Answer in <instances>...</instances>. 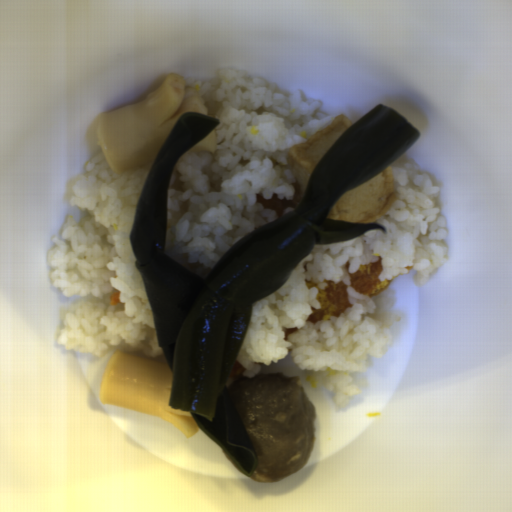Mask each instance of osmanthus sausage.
Listing matches in <instances>:
<instances>
[{
	"mask_svg": "<svg viewBox=\"0 0 512 512\" xmlns=\"http://www.w3.org/2000/svg\"><path fill=\"white\" fill-rule=\"evenodd\" d=\"M186 111L208 114V107L182 77L169 74L160 87L136 103L99 115L96 134L115 174L155 159Z\"/></svg>",
	"mask_w": 512,
	"mask_h": 512,
	"instance_id": "1",
	"label": "osmanthus sausage"
},
{
	"mask_svg": "<svg viewBox=\"0 0 512 512\" xmlns=\"http://www.w3.org/2000/svg\"><path fill=\"white\" fill-rule=\"evenodd\" d=\"M173 374L170 368L127 352L113 351L100 379L102 405L159 416L186 439L200 428L189 412L169 405Z\"/></svg>",
	"mask_w": 512,
	"mask_h": 512,
	"instance_id": "2",
	"label": "osmanthus sausage"
},
{
	"mask_svg": "<svg viewBox=\"0 0 512 512\" xmlns=\"http://www.w3.org/2000/svg\"><path fill=\"white\" fill-rule=\"evenodd\" d=\"M218 149V133L214 128L210 134L188 150L203 151L215 154Z\"/></svg>",
	"mask_w": 512,
	"mask_h": 512,
	"instance_id": "3",
	"label": "osmanthus sausage"
}]
</instances>
